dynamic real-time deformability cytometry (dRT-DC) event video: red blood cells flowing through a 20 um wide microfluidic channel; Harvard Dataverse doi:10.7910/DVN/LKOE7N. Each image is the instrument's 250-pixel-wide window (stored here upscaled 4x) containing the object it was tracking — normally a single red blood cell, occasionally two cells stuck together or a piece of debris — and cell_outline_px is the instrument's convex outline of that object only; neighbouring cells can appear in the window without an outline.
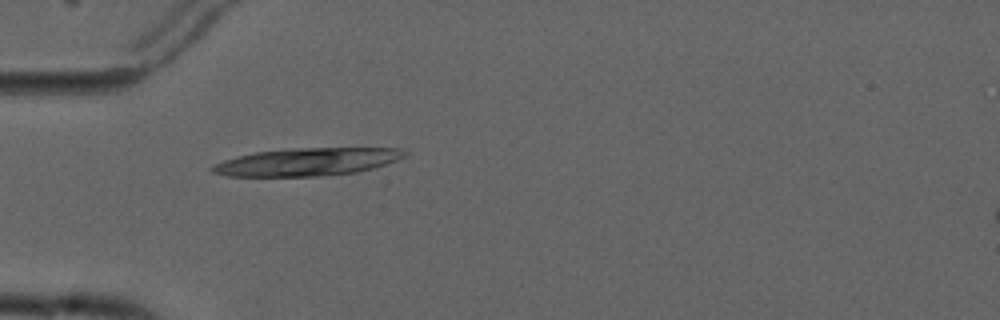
{"species": "common noctule bat (a hibernating species)", "species_latin": "Nyctalus noctula", "temperature_condition": "cold", "stored_images_in_passage": 1, "camera_frame_rate_fps": 3000, "um_per_image_px": 0.085, "animal": {"sex": "male", "forearm_length_mm": 52.5}, "frame": {"image": 1, "passage_image": 1, "time_ms": 0.0, "image_size_px": [1000, 320], "cell_outline_px": [[408, 152], [404, 156], [396, 160], [372, 168], [356, 172], [320, 176], [228, 176], [212, 172], [208, 168], [212, 164], [236, 156], [256, 152], [288, 148], [400, 148]], "centroid_in_image_um": [26.05, 13.75], "position_along_channel_um": 59.0, "area_um2": 31.04}}